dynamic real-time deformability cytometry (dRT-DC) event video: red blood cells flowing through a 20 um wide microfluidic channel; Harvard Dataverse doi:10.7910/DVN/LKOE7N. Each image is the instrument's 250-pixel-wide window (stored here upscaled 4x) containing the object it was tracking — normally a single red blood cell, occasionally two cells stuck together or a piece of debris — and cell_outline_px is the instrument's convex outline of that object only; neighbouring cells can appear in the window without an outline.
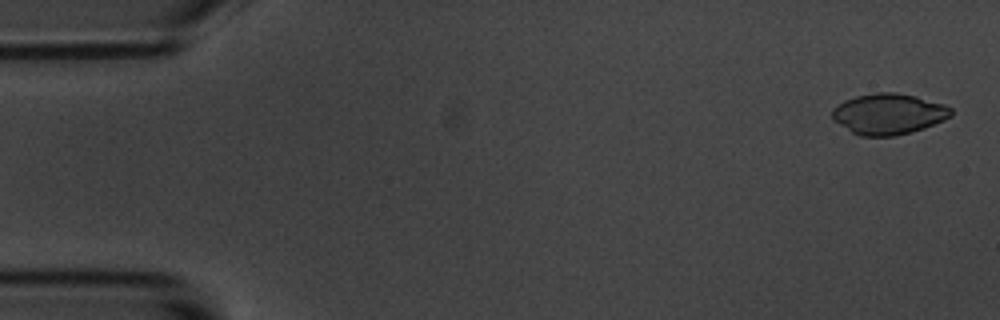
{"species": "common noctule bat (a hibernating species)", "species_latin": "Nyctalus noctula", "temperature_condition": "room temperature", "stored_images_in_passage": 3, "camera_frame_rate_fps": 3000, "um_per_image_px": 0.085, "animal": {"sex": "male", "body_mass_g": 20.1, "forearm_length_mm": 53.5}, "frame": {"image": 1, "passage_image": 1, "time_ms": 0.0, "image_size_px": [1000, 320], "cell_outline_px": [[952, 116], [944, 120], [924, 128], [896, 136], [860, 136], [852, 132], [832, 120], [832, 108], [844, 100], [856, 96], [876, 92], [896, 92], [916, 96], [944, 104], [952, 108]], "centroid_in_image_um": [75.52, 9.68], "position_along_channel_um": 9.5, "area_um2": 28.44}}